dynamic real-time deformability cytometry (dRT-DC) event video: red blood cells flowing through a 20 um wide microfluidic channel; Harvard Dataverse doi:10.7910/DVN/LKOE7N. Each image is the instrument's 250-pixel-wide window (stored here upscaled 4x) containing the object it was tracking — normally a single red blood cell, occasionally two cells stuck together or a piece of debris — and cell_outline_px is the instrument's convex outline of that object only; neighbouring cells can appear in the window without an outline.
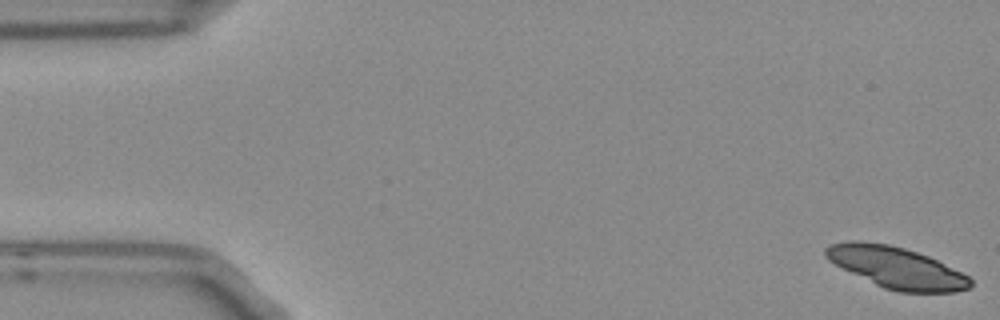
{"species": "Egyptian fruit bat (a non-hibernating species)", "species_latin": "Rousettus aegyptiacus", "temperature_condition": "room temperature", "stored_images_in_passage": 4, "camera_frame_rate_fps": 3000, "um_per_image_px": 0.085, "frame": {"image": 1, "passage_image": 1, "time_ms": 0.0, "image_size_px": [1000, 320], "cell_outline_px": [[972, 284], [968, 288], [956, 292], [900, 292], [884, 288], [828, 260], [824, 256], [824, 248], [828, 244], [848, 240], [860, 240], [888, 244], [904, 248], [928, 256], [968, 276], [972, 280]], "centroid_in_image_um": [76.16, 22.72], "position_along_channel_um": 8.8, "area_um2": 34.51}}